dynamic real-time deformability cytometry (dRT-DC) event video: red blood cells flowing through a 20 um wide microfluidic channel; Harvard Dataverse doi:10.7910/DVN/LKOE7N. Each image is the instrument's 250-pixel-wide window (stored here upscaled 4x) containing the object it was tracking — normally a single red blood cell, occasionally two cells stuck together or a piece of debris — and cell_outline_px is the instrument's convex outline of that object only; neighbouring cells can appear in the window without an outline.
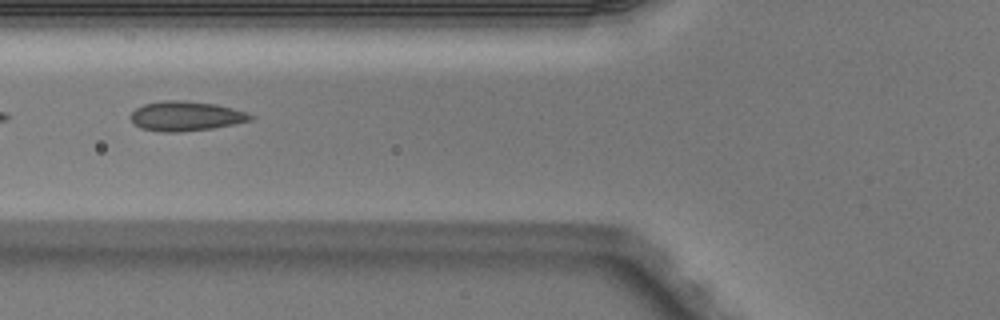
{"species": "Egyptian fruit bat (a non-hibernating species)", "species_latin": "Rousettus aegyptiacus", "temperature_condition": "warm", "stored_images_in_passage": 6, "camera_frame_rate_fps": 3000, "um_per_image_px": 0.085, "animal": {"sex": "male"}, "frame": {"image": 1, "passage_image": 6, "time_ms": 1.667, "image_size_px": [1000, 320], "cell_outline_px": [[256, 116], [252, 120], [212, 128], [180, 132], [160, 132], [140, 128], [128, 116], [136, 108], [144, 104], [164, 100], [184, 100], [216, 104], [232, 108]], "centroid_in_image_um": [15.77, 9.86], "position_along_channel_um": 110.0, "area_um2": 20.69}}